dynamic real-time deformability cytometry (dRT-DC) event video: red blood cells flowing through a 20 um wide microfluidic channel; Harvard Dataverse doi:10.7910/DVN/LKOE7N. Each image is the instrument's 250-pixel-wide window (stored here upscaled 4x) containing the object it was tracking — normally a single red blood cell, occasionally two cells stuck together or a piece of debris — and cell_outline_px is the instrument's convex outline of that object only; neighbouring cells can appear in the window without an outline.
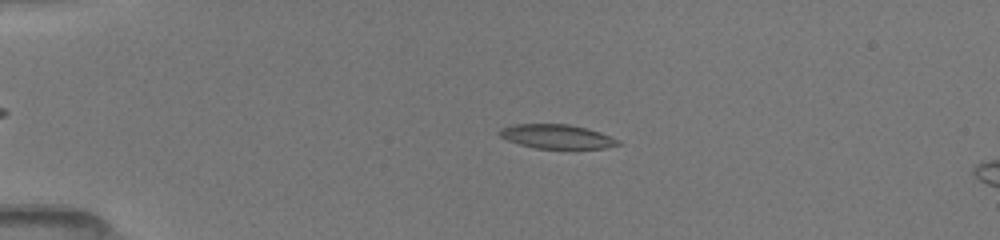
{"species": "common noctule bat (a hibernating species)", "species_latin": "Nyctalus noctula", "temperature_condition": "room temperature", "stored_images_in_passage": 51, "camera_frame_rate_fps": 3000, "um_per_image_px": 0.085, "animal": {"sex": "female", "body_mass_g": 19.5, "forearm_length_mm": 54.1}, "frame": {"image": 1, "passage_image": 12, "time_ms": 3.667, "image_size_px": [1000, 240], "cell_outline_px": [[620, 144], [608, 148], [536, 148], [520, 144], [508, 140], [500, 136], [496, 132], [500, 128], [512, 124], [568, 124], [588, 128], [600, 132], [620, 140]], "centroid_in_image_um": [47.32, 11.59], "position_along_channel_um": 37.7, "area_um2": 16.7}}
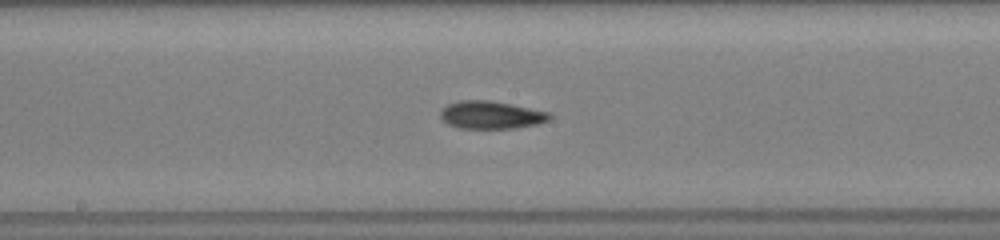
{"frame": {"image": 2, "passage_image": 28, "time_ms": 9.0, "image_size_px": [1000, 240], "cell_outline_px": [[552, 116], [548, 120], [536, 124], [512, 128], [460, 128], [448, 124], [440, 116], [440, 108], [448, 104], [460, 100], [488, 100], [512, 104], [548, 112]], "centroid_in_image_um": [41.7, 9.76], "position_along_channel_um": 206.5, "area_um2": 17.51}}
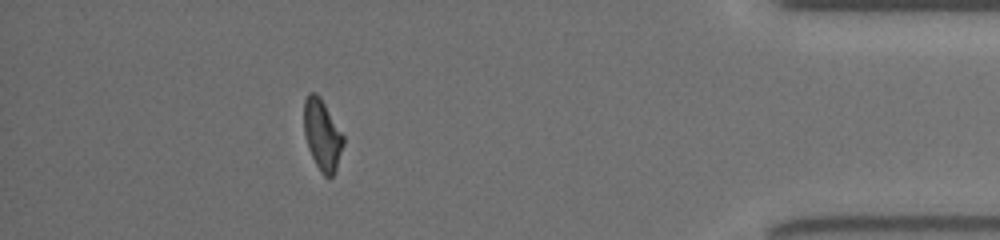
{"frame": {"image": 3, "passage_image": 46, "time_ms": 15.0, "image_size_px": [1000, 240], "cell_outline_px": [[344, 144], [336, 168], [332, 176], [324, 176], [320, 172], [308, 148], [304, 132], [304, 100], [308, 92], [316, 92], [320, 96], [344, 136]], "centroid_in_image_um": [27.38, 11.43], "position_along_channel_um": 407.8, "area_um2": 16.18}, "authors_computed_cell_mechanics": {"area_um2": 17.2822, "velocity_mm_per_s": 4.0626, "shape_relaxation_time_tau1_ms": 6.948, "shape_relaxation_time_tau2_ms": 3.5349, "deformation_change_tau1": 0.1903, "deformation_change_tau2": 0.1103}}